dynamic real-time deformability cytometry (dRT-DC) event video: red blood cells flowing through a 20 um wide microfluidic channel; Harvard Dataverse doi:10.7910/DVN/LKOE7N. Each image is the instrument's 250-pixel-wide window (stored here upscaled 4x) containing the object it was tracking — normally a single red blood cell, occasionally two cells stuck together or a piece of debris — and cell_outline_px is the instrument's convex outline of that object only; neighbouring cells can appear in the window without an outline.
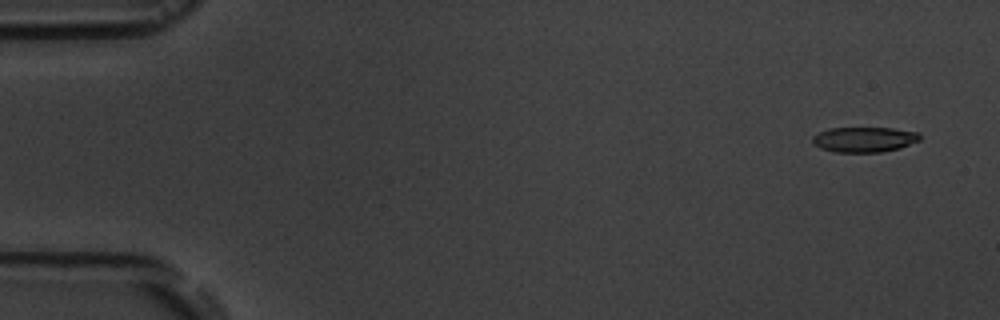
{"species": "common noctule bat (a hibernating species)", "species_latin": "Nyctalus noctula", "temperature_condition": "room temperature", "stored_images_in_passage": 5, "camera_frame_rate_fps": 3000, "um_per_image_px": 0.085, "animal": {"sex": "male", "body_mass_g": 19.5, "forearm_length_mm": 54.6}, "frame": {"image": 1, "passage_image": 1, "time_ms": 0.0, "image_size_px": [1000, 320], "cell_outline_px": [[920, 140], [900, 148], [880, 152], [836, 152], [820, 148], [812, 144], [812, 136], [828, 128], [892, 128], [920, 132]], "centroid_in_image_um": [73.45, 11.85], "position_along_channel_um": 11.5, "area_um2": 15.84}}
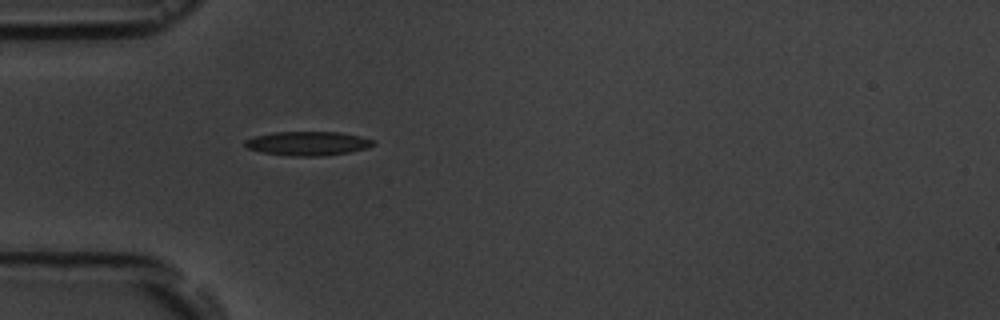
{"frame": {"image": 2, "passage_image": 5, "time_ms": 4.667, "image_size_px": [1000, 320], "cell_outline_px": [[376, 144], [368, 148], [348, 152], [324, 156], [288, 156], [260, 152], [248, 148], [244, 144], [244, 140], [252, 136], [272, 132], [340, 132], [360, 136], [376, 140]], "centroid_in_image_um": [26.16, 12.19], "position_along_channel_um": 58.8, "area_um2": 18.26}}